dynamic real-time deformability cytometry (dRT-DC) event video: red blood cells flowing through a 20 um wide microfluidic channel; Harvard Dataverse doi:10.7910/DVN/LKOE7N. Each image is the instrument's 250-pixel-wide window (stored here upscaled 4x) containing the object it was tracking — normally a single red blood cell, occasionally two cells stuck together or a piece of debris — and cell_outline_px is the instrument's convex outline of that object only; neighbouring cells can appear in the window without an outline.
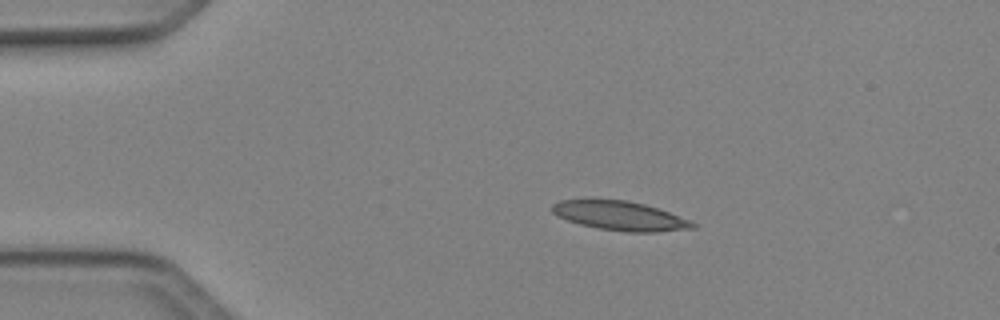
{"species": "Egyptian fruit bat (a non-hibernating species)", "species_latin": "Rousettus aegyptiacus", "temperature_condition": "cold", "stored_images_in_passage": 40, "camera_frame_rate_fps": 3000, "um_per_image_px": 0.085, "animal": {"sex": "female"}, "frame": {"image": 1, "passage_image": 1, "time_ms": 0.0, "image_size_px": [1000, 320], "cell_outline_px": [[696, 228], [656, 232], [628, 232], [600, 228], [580, 224], [556, 216], [552, 212], [552, 204], [560, 200], [588, 196], [628, 200], [644, 204], [668, 212], [688, 220], [696, 224]], "centroid_in_image_um": [52.59, 18.29], "position_along_channel_um": 32.4, "area_um2": 24.51}}
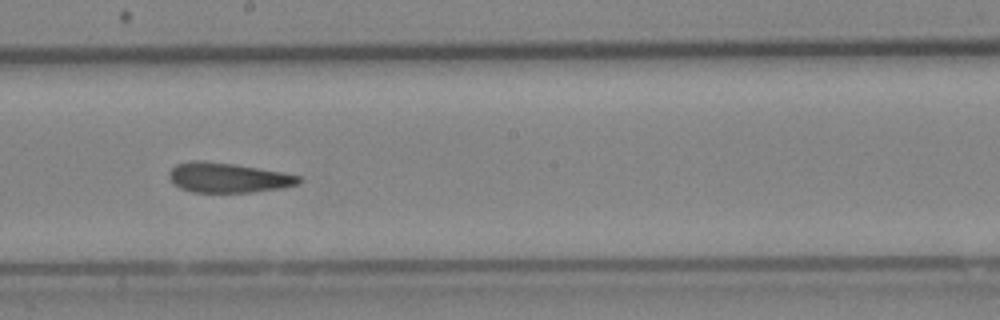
{"frame": {"image": 2, "passage_image": 19, "time_ms": 6.0, "image_size_px": [1000, 320], "cell_outline_px": [[304, 180], [296, 184], [284, 188], [252, 192], [192, 192], [180, 188], [168, 176], [168, 172], [176, 164], [188, 160], [200, 160], [232, 164], [280, 172], [300, 176]], "centroid_in_image_um": [19.36, 15.1], "position_along_channel_um": 228.8, "area_um2": 22.43}}
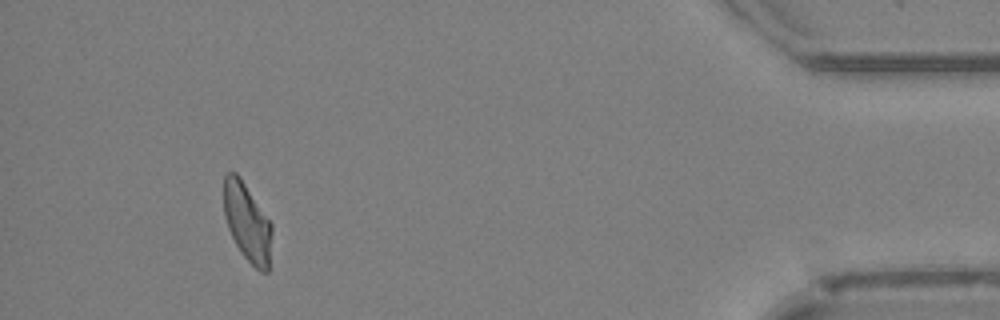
{"frame": {"image": 3, "passage_image": 37, "time_ms": 12.0, "image_size_px": [1000, 320], "cell_outline_px": [[272, 232], [268, 272], [260, 272], [244, 256], [236, 244], [228, 228], [224, 216], [224, 176], [228, 172], [236, 172], [240, 176], [272, 224]], "centroid_in_image_um": [21.01, 18.88], "position_along_channel_um": 414.2, "area_um2": 21.79}, "authors_computed_cell_mechanics": {"area_um2": 23.2645, "velocity_mm_per_s": 4.1239, "shape_relaxation_time_tau1_ms": null, "shape_relaxation_time_tau2_ms": 2.7732, "deformation_change_tau1": null, "deformation_change_tau2": 0.1111}}